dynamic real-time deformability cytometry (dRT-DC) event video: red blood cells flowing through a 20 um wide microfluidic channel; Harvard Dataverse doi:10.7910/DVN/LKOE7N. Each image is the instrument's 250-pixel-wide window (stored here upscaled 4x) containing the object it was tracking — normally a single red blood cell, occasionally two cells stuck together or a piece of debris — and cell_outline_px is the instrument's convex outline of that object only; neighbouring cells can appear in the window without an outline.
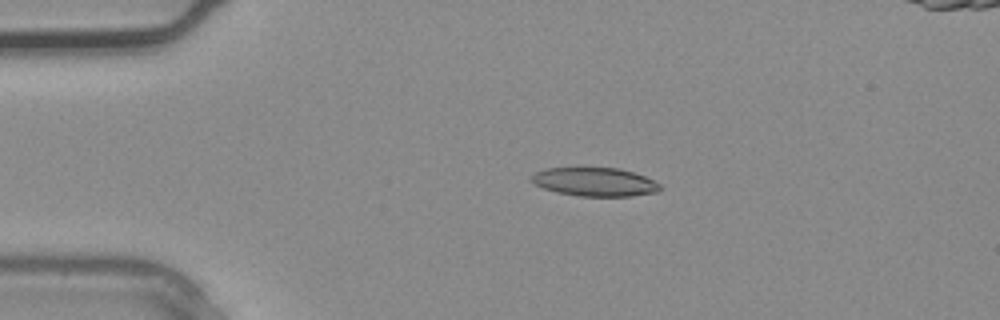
{"species": "common noctule bat (a hibernating species)", "species_latin": "Nyctalus noctula", "temperature_condition": "warm", "stored_images_in_passage": 2, "camera_frame_rate_fps": 3000, "um_per_image_px": 0.085, "animal": {"sex": "male", "body_mass_g": 20.4}, "frame": {"image": 1, "passage_image": 1, "time_ms": 0.0, "image_size_px": [1000, 320], "cell_outline_px": [[660, 188], [656, 192], [632, 196], [576, 196], [556, 192], [544, 188], [536, 184], [532, 180], [532, 176], [536, 172], [544, 168], [620, 168], [644, 176], [660, 184]], "centroid_in_image_um": [50.55, 15.46], "position_along_channel_um": 34.4, "area_um2": 21.21}}
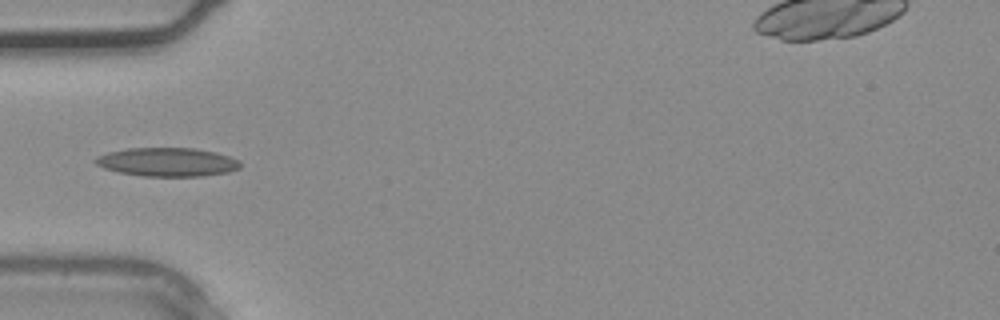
{"frame": {"image": 2, "passage_image": 2, "time_ms": 0.333, "image_size_px": [1000, 320], "cell_outline_px": [[240, 168], [228, 172], [204, 176], [144, 176], [120, 172], [104, 168], [96, 164], [92, 160], [96, 156], [108, 152], [124, 148], [196, 148], [216, 152], [240, 160]], "centroid_in_image_um": [14.21, 13.76], "position_along_channel_um": 70.8, "area_um2": 24.33}}